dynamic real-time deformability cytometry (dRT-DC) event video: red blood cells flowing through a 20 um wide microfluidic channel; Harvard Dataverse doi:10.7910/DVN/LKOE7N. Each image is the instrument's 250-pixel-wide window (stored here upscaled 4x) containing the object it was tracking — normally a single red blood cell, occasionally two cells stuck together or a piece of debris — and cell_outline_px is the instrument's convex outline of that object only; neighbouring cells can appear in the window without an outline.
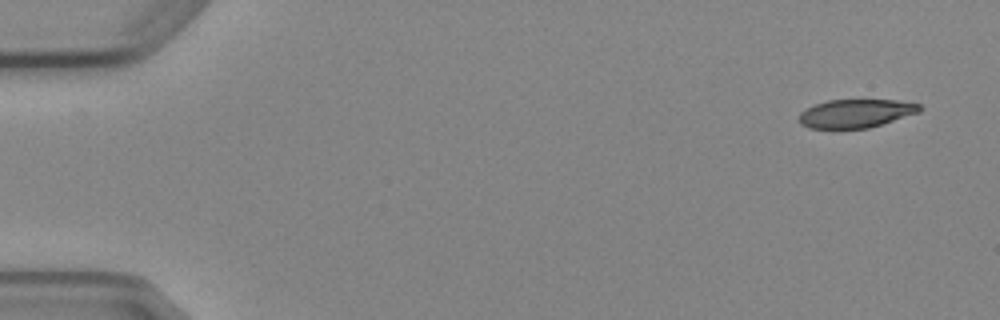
{"species": "Egyptian fruit bat (a non-hibernating species)", "species_latin": "Rousettus aegyptiacus", "temperature_condition": "cold", "stored_images_in_passage": 4, "camera_frame_rate_fps": 3000, "um_per_image_px": 0.085, "animal": {"sex": "female"}, "frame": {"image": 1, "passage_image": 1, "time_ms": 0.0, "image_size_px": [1000, 320], "cell_outline_px": [[924, 108], [920, 112], [868, 128], [808, 128], [800, 124], [800, 112], [804, 108], [828, 100], [896, 100], [920, 104]], "centroid_in_image_um": [72.75, 9.63], "position_along_channel_um": 12.3, "area_um2": 19.94}}
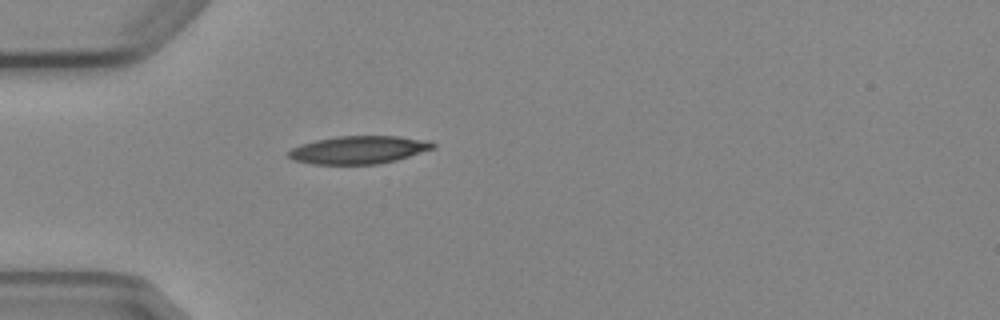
{"frame": {"image": 2, "passage_image": 4, "time_ms": 4.333, "image_size_px": [1000, 320], "cell_outline_px": [[436, 148], [396, 160], [376, 164], [312, 164], [292, 160], [288, 156], [288, 152], [292, 148], [300, 144], [316, 140], [336, 136], [400, 136], [428, 140], [436, 144]], "centroid_in_image_um": [30.5, 12.73], "position_along_channel_um": 54.5, "area_um2": 23.58}}